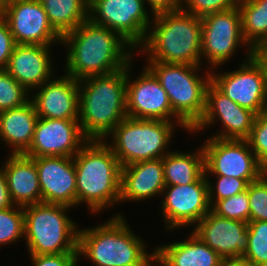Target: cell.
<instances>
[{
	"mask_svg": "<svg viewBox=\"0 0 267 266\" xmlns=\"http://www.w3.org/2000/svg\"><path fill=\"white\" fill-rule=\"evenodd\" d=\"M62 43L64 47L68 46L66 75L78 81L91 76L107 75L132 63L130 50L134 47L118 32L95 24L89 18L75 30L65 34L61 45Z\"/></svg>",
	"mask_w": 267,
	"mask_h": 266,
	"instance_id": "obj_1",
	"label": "cell"
},
{
	"mask_svg": "<svg viewBox=\"0 0 267 266\" xmlns=\"http://www.w3.org/2000/svg\"><path fill=\"white\" fill-rule=\"evenodd\" d=\"M126 117V67L79 80L78 121L88 140L104 141Z\"/></svg>",
	"mask_w": 267,
	"mask_h": 266,
	"instance_id": "obj_2",
	"label": "cell"
},
{
	"mask_svg": "<svg viewBox=\"0 0 267 266\" xmlns=\"http://www.w3.org/2000/svg\"><path fill=\"white\" fill-rule=\"evenodd\" d=\"M77 206L99 213L120 200L121 166L106 140H89L73 157Z\"/></svg>",
	"mask_w": 267,
	"mask_h": 266,
	"instance_id": "obj_3",
	"label": "cell"
},
{
	"mask_svg": "<svg viewBox=\"0 0 267 266\" xmlns=\"http://www.w3.org/2000/svg\"><path fill=\"white\" fill-rule=\"evenodd\" d=\"M152 22L139 47L149 61L201 65V18L182 9L153 15Z\"/></svg>",
	"mask_w": 267,
	"mask_h": 266,
	"instance_id": "obj_4",
	"label": "cell"
},
{
	"mask_svg": "<svg viewBox=\"0 0 267 266\" xmlns=\"http://www.w3.org/2000/svg\"><path fill=\"white\" fill-rule=\"evenodd\" d=\"M146 246L119 213L102 225L78 230V256L95 266H153L155 252L149 254Z\"/></svg>",
	"mask_w": 267,
	"mask_h": 266,
	"instance_id": "obj_5",
	"label": "cell"
},
{
	"mask_svg": "<svg viewBox=\"0 0 267 266\" xmlns=\"http://www.w3.org/2000/svg\"><path fill=\"white\" fill-rule=\"evenodd\" d=\"M174 123L190 133L191 129L183 121L136 119L127 116L108 135L112 138V143L108 146L121 167L163 158L171 152L165 150L173 138L176 127Z\"/></svg>",
	"mask_w": 267,
	"mask_h": 266,
	"instance_id": "obj_6",
	"label": "cell"
},
{
	"mask_svg": "<svg viewBox=\"0 0 267 266\" xmlns=\"http://www.w3.org/2000/svg\"><path fill=\"white\" fill-rule=\"evenodd\" d=\"M24 238L30 255L78 253V226L71 207L39 203L23 207Z\"/></svg>",
	"mask_w": 267,
	"mask_h": 266,
	"instance_id": "obj_7",
	"label": "cell"
},
{
	"mask_svg": "<svg viewBox=\"0 0 267 266\" xmlns=\"http://www.w3.org/2000/svg\"><path fill=\"white\" fill-rule=\"evenodd\" d=\"M147 64L146 67L166 91L173 112L192 129L204 114L206 89L211 82L212 71L205 72L202 78L197 74L201 65L158 61H147Z\"/></svg>",
	"mask_w": 267,
	"mask_h": 266,
	"instance_id": "obj_8",
	"label": "cell"
},
{
	"mask_svg": "<svg viewBox=\"0 0 267 266\" xmlns=\"http://www.w3.org/2000/svg\"><path fill=\"white\" fill-rule=\"evenodd\" d=\"M239 69L216 75L211 82L228 98L256 115L267 109V58L262 53H247Z\"/></svg>",
	"mask_w": 267,
	"mask_h": 266,
	"instance_id": "obj_9",
	"label": "cell"
},
{
	"mask_svg": "<svg viewBox=\"0 0 267 266\" xmlns=\"http://www.w3.org/2000/svg\"><path fill=\"white\" fill-rule=\"evenodd\" d=\"M149 16L144 0H89L88 18L118 32L134 49L146 40Z\"/></svg>",
	"mask_w": 267,
	"mask_h": 266,
	"instance_id": "obj_10",
	"label": "cell"
},
{
	"mask_svg": "<svg viewBox=\"0 0 267 266\" xmlns=\"http://www.w3.org/2000/svg\"><path fill=\"white\" fill-rule=\"evenodd\" d=\"M201 58H207L213 70L215 66H223L239 45H246L248 53H255L247 47L241 24V13L238 7L216 12L201 18ZM203 56V57H202Z\"/></svg>",
	"mask_w": 267,
	"mask_h": 266,
	"instance_id": "obj_11",
	"label": "cell"
},
{
	"mask_svg": "<svg viewBox=\"0 0 267 266\" xmlns=\"http://www.w3.org/2000/svg\"><path fill=\"white\" fill-rule=\"evenodd\" d=\"M205 173L245 179L248 183L261 177V163L251 150L248 140L209 137L202 146Z\"/></svg>",
	"mask_w": 267,
	"mask_h": 266,
	"instance_id": "obj_12",
	"label": "cell"
},
{
	"mask_svg": "<svg viewBox=\"0 0 267 266\" xmlns=\"http://www.w3.org/2000/svg\"><path fill=\"white\" fill-rule=\"evenodd\" d=\"M0 15L7 21L15 44L61 43L62 37L50 25L39 0H1Z\"/></svg>",
	"mask_w": 267,
	"mask_h": 266,
	"instance_id": "obj_13",
	"label": "cell"
},
{
	"mask_svg": "<svg viewBox=\"0 0 267 266\" xmlns=\"http://www.w3.org/2000/svg\"><path fill=\"white\" fill-rule=\"evenodd\" d=\"M165 228L177 229L197 224L210 210L205 174L187 185H165L161 196Z\"/></svg>",
	"mask_w": 267,
	"mask_h": 266,
	"instance_id": "obj_14",
	"label": "cell"
},
{
	"mask_svg": "<svg viewBox=\"0 0 267 266\" xmlns=\"http://www.w3.org/2000/svg\"><path fill=\"white\" fill-rule=\"evenodd\" d=\"M256 114L241 107L221 92L212 82L206 89L205 111L201 120L190 130L196 133L216 121H220L224 130L213 138L247 140L251 134Z\"/></svg>",
	"mask_w": 267,
	"mask_h": 266,
	"instance_id": "obj_15",
	"label": "cell"
},
{
	"mask_svg": "<svg viewBox=\"0 0 267 266\" xmlns=\"http://www.w3.org/2000/svg\"><path fill=\"white\" fill-rule=\"evenodd\" d=\"M130 65L131 63L126 67L127 116L136 119L182 121L173 112L167 93L155 75L145 67L139 77L131 82Z\"/></svg>",
	"mask_w": 267,
	"mask_h": 266,
	"instance_id": "obj_16",
	"label": "cell"
},
{
	"mask_svg": "<svg viewBox=\"0 0 267 266\" xmlns=\"http://www.w3.org/2000/svg\"><path fill=\"white\" fill-rule=\"evenodd\" d=\"M88 141L78 120L39 118L32 144L24 155L74 157Z\"/></svg>",
	"mask_w": 267,
	"mask_h": 266,
	"instance_id": "obj_17",
	"label": "cell"
},
{
	"mask_svg": "<svg viewBox=\"0 0 267 266\" xmlns=\"http://www.w3.org/2000/svg\"><path fill=\"white\" fill-rule=\"evenodd\" d=\"M38 172L42 202L77 206L76 169L73 157H31Z\"/></svg>",
	"mask_w": 267,
	"mask_h": 266,
	"instance_id": "obj_18",
	"label": "cell"
},
{
	"mask_svg": "<svg viewBox=\"0 0 267 266\" xmlns=\"http://www.w3.org/2000/svg\"><path fill=\"white\" fill-rule=\"evenodd\" d=\"M192 232L224 260L242 258L248 248V223L226 219L210 210Z\"/></svg>",
	"mask_w": 267,
	"mask_h": 266,
	"instance_id": "obj_19",
	"label": "cell"
},
{
	"mask_svg": "<svg viewBox=\"0 0 267 266\" xmlns=\"http://www.w3.org/2000/svg\"><path fill=\"white\" fill-rule=\"evenodd\" d=\"M56 78L53 77L38 87L30 99L38 117L78 120L79 81L66 74Z\"/></svg>",
	"mask_w": 267,
	"mask_h": 266,
	"instance_id": "obj_20",
	"label": "cell"
},
{
	"mask_svg": "<svg viewBox=\"0 0 267 266\" xmlns=\"http://www.w3.org/2000/svg\"><path fill=\"white\" fill-rule=\"evenodd\" d=\"M50 46L16 44L5 70L28 92L52 78ZM53 69V70H52Z\"/></svg>",
	"mask_w": 267,
	"mask_h": 266,
	"instance_id": "obj_21",
	"label": "cell"
},
{
	"mask_svg": "<svg viewBox=\"0 0 267 266\" xmlns=\"http://www.w3.org/2000/svg\"><path fill=\"white\" fill-rule=\"evenodd\" d=\"M165 188L163 158L121 167L120 200H146L162 194Z\"/></svg>",
	"mask_w": 267,
	"mask_h": 266,
	"instance_id": "obj_22",
	"label": "cell"
},
{
	"mask_svg": "<svg viewBox=\"0 0 267 266\" xmlns=\"http://www.w3.org/2000/svg\"><path fill=\"white\" fill-rule=\"evenodd\" d=\"M6 162V163H5ZM1 167L12 202L18 206L42 203L35 161L24 154H11Z\"/></svg>",
	"mask_w": 267,
	"mask_h": 266,
	"instance_id": "obj_23",
	"label": "cell"
},
{
	"mask_svg": "<svg viewBox=\"0 0 267 266\" xmlns=\"http://www.w3.org/2000/svg\"><path fill=\"white\" fill-rule=\"evenodd\" d=\"M155 261L161 266H222L224 259L193 232L188 239L157 246Z\"/></svg>",
	"mask_w": 267,
	"mask_h": 266,
	"instance_id": "obj_24",
	"label": "cell"
},
{
	"mask_svg": "<svg viewBox=\"0 0 267 266\" xmlns=\"http://www.w3.org/2000/svg\"><path fill=\"white\" fill-rule=\"evenodd\" d=\"M38 119L30 99L23 106L0 112V138L11 147V154H24L29 149Z\"/></svg>",
	"mask_w": 267,
	"mask_h": 266,
	"instance_id": "obj_25",
	"label": "cell"
},
{
	"mask_svg": "<svg viewBox=\"0 0 267 266\" xmlns=\"http://www.w3.org/2000/svg\"><path fill=\"white\" fill-rule=\"evenodd\" d=\"M165 185H187L205 173V156L201 146L195 153L171 151L163 157Z\"/></svg>",
	"mask_w": 267,
	"mask_h": 266,
	"instance_id": "obj_26",
	"label": "cell"
},
{
	"mask_svg": "<svg viewBox=\"0 0 267 266\" xmlns=\"http://www.w3.org/2000/svg\"><path fill=\"white\" fill-rule=\"evenodd\" d=\"M238 8L248 47L262 53L267 48V0H241Z\"/></svg>",
	"mask_w": 267,
	"mask_h": 266,
	"instance_id": "obj_27",
	"label": "cell"
},
{
	"mask_svg": "<svg viewBox=\"0 0 267 266\" xmlns=\"http://www.w3.org/2000/svg\"><path fill=\"white\" fill-rule=\"evenodd\" d=\"M53 29L63 37L88 19L89 0H39Z\"/></svg>",
	"mask_w": 267,
	"mask_h": 266,
	"instance_id": "obj_28",
	"label": "cell"
},
{
	"mask_svg": "<svg viewBox=\"0 0 267 266\" xmlns=\"http://www.w3.org/2000/svg\"><path fill=\"white\" fill-rule=\"evenodd\" d=\"M248 233V248L242 258L267 266V221H249Z\"/></svg>",
	"mask_w": 267,
	"mask_h": 266,
	"instance_id": "obj_29",
	"label": "cell"
},
{
	"mask_svg": "<svg viewBox=\"0 0 267 266\" xmlns=\"http://www.w3.org/2000/svg\"><path fill=\"white\" fill-rule=\"evenodd\" d=\"M21 237H24L23 207L14 205L0 209V245L16 243Z\"/></svg>",
	"mask_w": 267,
	"mask_h": 266,
	"instance_id": "obj_30",
	"label": "cell"
},
{
	"mask_svg": "<svg viewBox=\"0 0 267 266\" xmlns=\"http://www.w3.org/2000/svg\"><path fill=\"white\" fill-rule=\"evenodd\" d=\"M29 93L6 70H0V112L23 106Z\"/></svg>",
	"mask_w": 267,
	"mask_h": 266,
	"instance_id": "obj_31",
	"label": "cell"
},
{
	"mask_svg": "<svg viewBox=\"0 0 267 266\" xmlns=\"http://www.w3.org/2000/svg\"><path fill=\"white\" fill-rule=\"evenodd\" d=\"M211 210L226 219L248 223L250 211L248 191L245 190L227 199L218 200Z\"/></svg>",
	"mask_w": 267,
	"mask_h": 266,
	"instance_id": "obj_32",
	"label": "cell"
},
{
	"mask_svg": "<svg viewBox=\"0 0 267 266\" xmlns=\"http://www.w3.org/2000/svg\"><path fill=\"white\" fill-rule=\"evenodd\" d=\"M208 184V200L212 207L218 200L227 199L247 189L248 182L245 179L216 175V185L209 181V175L205 174ZM215 190V191H214Z\"/></svg>",
	"mask_w": 267,
	"mask_h": 266,
	"instance_id": "obj_33",
	"label": "cell"
},
{
	"mask_svg": "<svg viewBox=\"0 0 267 266\" xmlns=\"http://www.w3.org/2000/svg\"><path fill=\"white\" fill-rule=\"evenodd\" d=\"M249 221H267V179L260 177L248 184Z\"/></svg>",
	"mask_w": 267,
	"mask_h": 266,
	"instance_id": "obj_34",
	"label": "cell"
},
{
	"mask_svg": "<svg viewBox=\"0 0 267 266\" xmlns=\"http://www.w3.org/2000/svg\"><path fill=\"white\" fill-rule=\"evenodd\" d=\"M241 0H184L183 10L199 18L238 7Z\"/></svg>",
	"mask_w": 267,
	"mask_h": 266,
	"instance_id": "obj_35",
	"label": "cell"
},
{
	"mask_svg": "<svg viewBox=\"0 0 267 266\" xmlns=\"http://www.w3.org/2000/svg\"><path fill=\"white\" fill-rule=\"evenodd\" d=\"M247 140L261 163L267 157V109L255 116L252 131Z\"/></svg>",
	"mask_w": 267,
	"mask_h": 266,
	"instance_id": "obj_36",
	"label": "cell"
},
{
	"mask_svg": "<svg viewBox=\"0 0 267 266\" xmlns=\"http://www.w3.org/2000/svg\"><path fill=\"white\" fill-rule=\"evenodd\" d=\"M33 266H76L78 253L30 255Z\"/></svg>",
	"mask_w": 267,
	"mask_h": 266,
	"instance_id": "obj_37",
	"label": "cell"
},
{
	"mask_svg": "<svg viewBox=\"0 0 267 266\" xmlns=\"http://www.w3.org/2000/svg\"><path fill=\"white\" fill-rule=\"evenodd\" d=\"M15 45L9 25L0 15V70H5Z\"/></svg>",
	"mask_w": 267,
	"mask_h": 266,
	"instance_id": "obj_38",
	"label": "cell"
},
{
	"mask_svg": "<svg viewBox=\"0 0 267 266\" xmlns=\"http://www.w3.org/2000/svg\"><path fill=\"white\" fill-rule=\"evenodd\" d=\"M145 4L150 6L151 14H159L161 12L182 10L184 0H144Z\"/></svg>",
	"mask_w": 267,
	"mask_h": 266,
	"instance_id": "obj_39",
	"label": "cell"
},
{
	"mask_svg": "<svg viewBox=\"0 0 267 266\" xmlns=\"http://www.w3.org/2000/svg\"><path fill=\"white\" fill-rule=\"evenodd\" d=\"M14 205L10 197L6 175L0 167V209L10 208Z\"/></svg>",
	"mask_w": 267,
	"mask_h": 266,
	"instance_id": "obj_40",
	"label": "cell"
},
{
	"mask_svg": "<svg viewBox=\"0 0 267 266\" xmlns=\"http://www.w3.org/2000/svg\"><path fill=\"white\" fill-rule=\"evenodd\" d=\"M222 266H260L243 258L224 260Z\"/></svg>",
	"mask_w": 267,
	"mask_h": 266,
	"instance_id": "obj_41",
	"label": "cell"
},
{
	"mask_svg": "<svg viewBox=\"0 0 267 266\" xmlns=\"http://www.w3.org/2000/svg\"><path fill=\"white\" fill-rule=\"evenodd\" d=\"M261 177L267 179V157L261 162Z\"/></svg>",
	"mask_w": 267,
	"mask_h": 266,
	"instance_id": "obj_42",
	"label": "cell"
},
{
	"mask_svg": "<svg viewBox=\"0 0 267 266\" xmlns=\"http://www.w3.org/2000/svg\"><path fill=\"white\" fill-rule=\"evenodd\" d=\"M262 54L267 58V48L262 52Z\"/></svg>",
	"mask_w": 267,
	"mask_h": 266,
	"instance_id": "obj_43",
	"label": "cell"
}]
</instances>
